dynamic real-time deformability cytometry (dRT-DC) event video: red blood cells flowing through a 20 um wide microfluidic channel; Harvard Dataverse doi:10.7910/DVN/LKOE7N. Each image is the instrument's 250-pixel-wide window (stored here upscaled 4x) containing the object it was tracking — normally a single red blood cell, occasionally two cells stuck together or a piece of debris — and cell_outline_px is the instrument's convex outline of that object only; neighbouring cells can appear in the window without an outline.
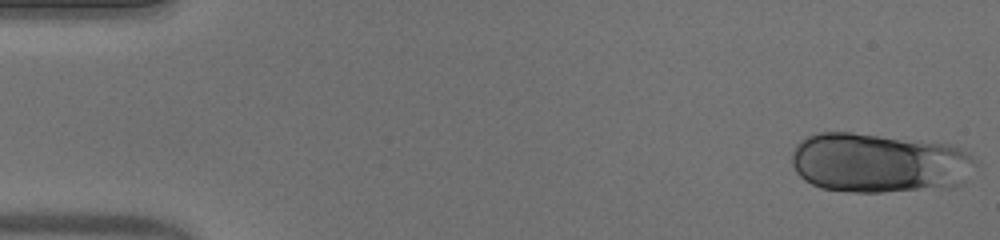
{"species": "human", "species_latin": "Homo sapiens", "temperature_condition": "warm", "stored_images_in_passage": 19, "camera_frame_rate_fps": 3000, "um_per_image_px": 0.085, "donor": {"sex": "male"}, "frame": {"image": 1, "passage_image": 1, "time_ms": 0.0, "image_size_px": [1000, 240], "cell_outline_px": [[980, 160], [964, 180], [960, 184], [952, 188], [884, 192], [856, 192], [820, 188], [804, 180], [796, 172], [792, 164], [792, 152], [796, 144], [800, 140], [808, 136], [820, 132], [852, 132], [948, 144], [960, 148]], "centroid_in_image_um": [74.73, 13.86], "position_along_channel_um": 10.3, "area_um2": 64.45}}
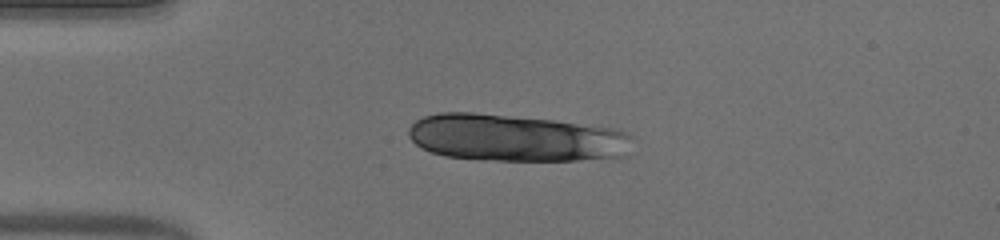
{"frame": {"image": 2, "passage_image": 12, "time_ms": 3.667, "image_size_px": [1000, 240], "cell_outline_px": [[636, 140], [624, 156], [576, 160], [496, 160], [444, 156], [432, 152], [416, 144], [408, 136], [408, 128], [416, 120], [424, 116], [440, 112], [472, 112], [552, 120], [620, 128], [632, 136]], "centroid_in_image_um": [43.88, 11.71], "position_along_channel_um": 41.1, "area_um2": 61.56}}